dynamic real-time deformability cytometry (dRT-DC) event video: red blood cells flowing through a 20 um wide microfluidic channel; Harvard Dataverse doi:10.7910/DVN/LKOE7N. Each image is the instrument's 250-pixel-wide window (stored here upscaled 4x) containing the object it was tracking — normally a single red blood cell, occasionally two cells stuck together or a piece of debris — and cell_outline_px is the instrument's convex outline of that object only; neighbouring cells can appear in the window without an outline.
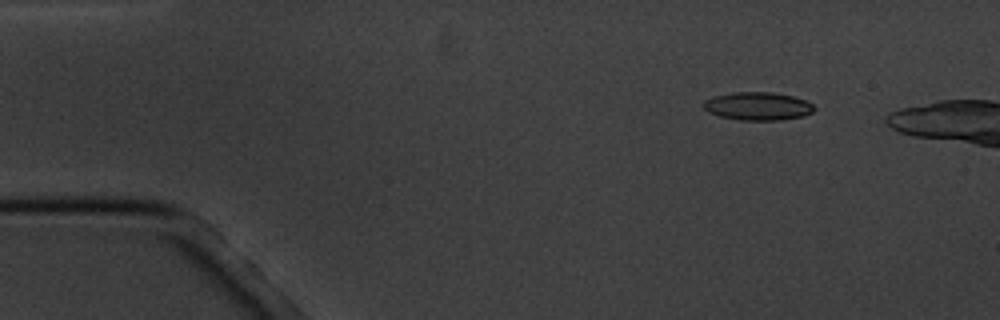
{"species": "common noctule bat (a hibernating species)", "species_latin": "Nyctalus noctula", "temperature_condition": "cold", "stored_images_in_passage": 3, "camera_frame_rate_fps": 3000, "um_per_image_px": 0.085, "animal": {"sex": "male", "body_mass_g": 20.1, "forearm_length_mm": 53.5}, "frame": {"image": 1, "passage_image": 1, "time_ms": 0.0, "image_size_px": [1000, 320], "cell_outline_px": [[816, 108], [812, 112], [804, 116], [780, 120], [740, 120], [720, 116], [708, 112], [700, 104], [704, 100], [716, 96], [736, 92], [772, 92], [792, 96], [804, 100], [812, 104]], "centroid_in_image_um": [64.4, 9.03], "position_along_channel_um": 20.6, "area_um2": 18.09}}